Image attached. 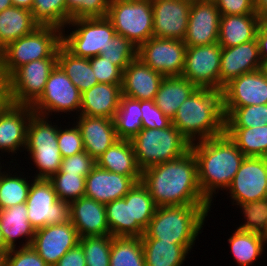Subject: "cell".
<instances>
[{
    "instance_id": "obj_16",
    "label": "cell",
    "mask_w": 267,
    "mask_h": 266,
    "mask_svg": "<svg viewBox=\"0 0 267 266\" xmlns=\"http://www.w3.org/2000/svg\"><path fill=\"white\" fill-rule=\"evenodd\" d=\"M192 0H152L153 37L184 40Z\"/></svg>"
},
{
    "instance_id": "obj_19",
    "label": "cell",
    "mask_w": 267,
    "mask_h": 266,
    "mask_svg": "<svg viewBox=\"0 0 267 266\" xmlns=\"http://www.w3.org/2000/svg\"><path fill=\"white\" fill-rule=\"evenodd\" d=\"M29 105L6 102L0 107V151L10 155L25 150L28 122L33 114Z\"/></svg>"
},
{
    "instance_id": "obj_48",
    "label": "cell",
    "mask_w": 267,
    "mask_h": 266,
    "mask_svg": "<svg viewBox=\"0 0 267 266\" xmlns=\"http://www.w3.org/2000/svg\"><path fill=\"white\" fill-rule=\"evenodd\" d=\"M74 125V126H73ZM61 124L58 127L57 142L59 151L62 158L70 157L76 153L85 151L83 146V139L79 128L75 123L68 124L65 129L61 128Z\"/></svg>"
},
{
    "instance_id": "obj_57",
    "label": "cell",
    "mask_w": 267,
    "mask_h": 266,
    "mask_svg": "<svg viewBox=\"0 0 267 266\" xmlns=\"http://www.w3.org/2000/svg\"><path fill=\"white\" fill-rule=\"evenodd\" d=\"M8 101L6 78L0 68V107Z\"/></svg>"
},
{
    "instance_id": "obj_36",
    "label": "cell",
    "mask_w": 267,
    "mask_h": 266,
    "mask_svg": "<svg viewBox=\"0 0 267 266\" xmlns=\"http://www.w3.org/2000/svg\"><path fill=\"white\" fill-rule=\"evenodd\" d=\"M225 133L246 157H267V125L225 128Z\"/></svg>"
},
{
    "instance_id": "obj_41",
    "label": "cell",
    "mask_w": 267,
    "mask_h": 266,
    "mask_svg": "<svg viewBox=\"0 0 267 266\" xmlns=\"http://www.w3.org/2000/svg\"><path fill=\"white\" fill-rule=\"evenodd\" d=\"M31 12L39 26L65 29L66 0H33Z\"/></svg>"
},
{
    "instance_id": "obj_15",
    "label": "cell",
    "mask_w": 267,
    "mask_h": 266,
    "mask_svg": "<svg viewBox=\"0 0 267 266\" xmlns=\"http://www.w3.org/2000/svg\"><path fill=\"white\" fill-rule=\"evenodd\" d=\"M221 50L219 43L187 46L181 76L197 88L219 90Z\"/></svg>"
},
{
    "instance_id": "obj_50",
    "label": "cell",
    "mask_w": 267,
    "mask_h": 266,
    "mask_svg": "<svg viewBox=\"0 0 267 266\" xmlns=\"http://www.w3.org/2000/svg\"><path fill=\"white\" fill-rule=\"evenodd\" d=\"M140 107L142 128L162 129L172 124V120L156 106L154 100H142L140 101Z\"/></svg>"
},
{
    "instance_id": "obj_11",
    "label": "cell",
    "mask_w": 267,
    "mask_h": 266,
    "mask_svg": "<svg viewBox=\"0 0 267 266\" xmlns=\"http://www.w3.org/2000/svg\"><path fill=\"white\" fill-rule=\"evenodd\" d=\"M26 205L28 220L35 230L70 221V203L58 200L49 179H32Z\"/></svg>"
},
{
    "instance_id": "obj_4",
    "label": "cell",
    "mask_w": 267,
    "mask_h": 266,
    "mask_svg": "<svg viewBox=\"0 0 267 266\" xmlns=\"http://www.w3.org/2000/svg\"><path fill=\"white\" fill-rule=\"evenodd\" d=\"M212 205L157 207L141 239H157L183 245L191 252L205 226Z\"/></svg>"
},
{
    "instance_id": "obj_60",
    "label": "cell",
    "mask_w": 267,
    "mask_h": 266,
    "mask_svg": "<svg viewBox=\"0 0 267 266\" xmlns=\"http://www.w3.org/2000/svg\"><path fill=\"white\" fill-rule=\"evenodd\" d=\"M8 251H0V266H6Z\"/></svg>"
},
{
    "instance_id": "obj_58",
    "label": "cell",
    "mask_w": 267,
    "mask_h": 266,
    "mask_svg": "<svg viewBox=\"0 0 267 266\" xmlns=\"http://www.w3.org/2000/svg\"><path fill=\"white\" fill-rule=\"evenodd\" d=\"M12 5L18 8L32 10L33 0H11Z\"/></svg>"
},
{
    "instance_id": "obj_45",
    "label": "cell",
    "mask_w": 267,
    "mask_h": 266,
    "mask_svg": "<svg viewBox=\"0 0 267 266\" xmlns=\"http://www.w3.org/2000/svg\"><path fill=\"white\" fill-rule=\"evenodd\" d=\"M137 51L138 48L131 41L116 33L100 55L112 61L123 71L131 61L137 58Z\"/></svg>"
},
{
    "instance_id": "obj_53",
    "label": "cell",
    "mask_w": 267,
    "mask_h": 266,
    "mask_svg": "<svg viewBox=\"0 0 267 266\" xmlns=\"http://www.w3.org/2000/svg\"><path fill=\"white\" fill-rule=\"evenodd\" d=\"M221 15L256 14L254 0H216Z\"/></svg>"
},
{
    "instance_id": "obj_24",
    "label": "cell",
    "mask_w": 267,
    "mask_h": 266,
    "mask_svg": "<svg viewBox=\"0 0 267 266\" xmlns=\"http://www.w3.org/2000/svg\"><path fill=\"white\" fill-rule=\"evenodd\" d=\"M70 222L79 238L110 235L105 204L86 196L70 203Z\"/></svg>"
},
{
    "instance_id": "obj_61",
    "label": "cell",
    "mask_w": 267,
    "mask_h": 266,
    "mask_svg": "<svg viewBox=\"0 0 267 266\" xmlns=\"http://www.w3.org/2000/svg\"><path fill=\"white\" fill-rule=\"evenodd\" d=\"M0 251H9V249L5 245V241L3 239L1 229H0Z\"/></svg>"
},
{
    "instance_id": "obj_26",
    "label": "cell",
    "mask_w": 267,
    "mask_h": 266,
    "mask_svg": "<svg viewBox=\"0 0 267 266\" xmlns=\"http://www.w3.org/2000/svg\"><path fill=\"white\" fill-rule=\"evenodd\" d=\"M122 84L98 83L81 95L79 115L114 119L120 105Z\"/></svg>"
},
{
    "instance_id": "obj_17",
    "label": "cell",
    "mask_w": 267,
    "mask_h": 266,
    "mask_svg": "<svg viewBox=\"0 0 267 266\" xmlns=\"http://www.w3.org/2000/svg\"><path fill=\"white\" fill-rule=\"evenodd\" d=\"M78 243L77 230L69 221L37 229L31 246L49 266H54L66 252Z\"/></svg>"
},
{
    "instance_id": "obj_44",
    "label": "cell",
    "mask_w": 267,
    "mask_h": 266,
    "mask_svg": "<svg viewBox=\"0 0 267 266\" xmlns=\"http://www.w3.org/2000/svg\"><path fill=\"white\" fill-rule=\"evenodd\" d=\"M85 179L80 174L55 173L49 180L51 181L58 200L71 203L85 195Z\"/></svg>"
},
{
    "instance_id": "obj_7",
    "label": "cell",
    "mask_w": 267,
    "mask_h": 266,
    "mask_svg": "<svg viewBox=\"0 0 267 266\" xmlns=\"http://www.w3.org/2000/svg\"><path fill=\"white\" fill-rule=\"evenodd\" d=\"M48 118L33 113L28 122L24 151L29 152V159L38 169L32 178L49 179L60 170L62 163L57 142L59 124H52Z\"/></svg>"
},
{
    "instance_id": "obj_22",
    "label": "cell",
    "mask_w": 267,
    "mask_h": 266,
    "mask_svg": "<svg viewBox=\"0 0 267 266\" xmlns=\"http://www.w3.org/2000/svg\"><path fill=\"white\" fill-rule=\"evenodd\" d=\"M135 184L136 181L130 176L107 171L96 165L86 176L84 196L107 204L123 198Z\"/></svg>"
},
{
    "instance_id": "obj_63",
    "label": "cell",
    "mask_w": 267,
    "mask_h": 266,
    "mask_svg": "<svg viewBox=\"0 0 267 266\" xmlns=\"http://www.w3.org/2000/svg\"><path fill=\"white\" fill-rule=\"evenodd\" d=\"M197 1H203V2H216V0H197Z\"/></svg>"
},
{
    "instance_id": "obj_64",
    "label": "cell",
    "mask_w": 267,
    "mask_h": 266,
    "mask_svg": "<svg viewBox=\"0 0 267 266\" xmlns=\"http://www.w3.org/2000/svg\"><path fill=\"white\" fill-rule=\"evenodd\" d=\"M0 158H1V157H0ZM0 160H1V159H0ZM1 162H2V161H0V176H1L2 173H3V172H2V169H5V168H2Z\"/></svg>"
},
{
    "instance_id": "obj_46",
    "label": "cell",
    "mask_w": 267,
    "mask_h": 266,
    "mask_svg": "<svg viewBox=\"0 0 267 266\" xmlns=\"http://www.w3.org/2000/svg\"><path fill=\"white\" fill-rule=\"evenodd\" d=\"M246 221L237 228L267 237V204L265 199L237 205Z\"/></svg>"
},
{
    "instance_id": "obj_33",
    "label": "cell",
    "mask_w": 267,
    "mask_h": 266,
    "mask_svg": "<svg viewBox=\"0 0 267 266\" xmlns=\"http://www.w3.org/2000/svg\"><path fill=\"white\" fill-rule=\"evenodd\" d=\"M230 253L233 255L238 266H252L253 262L261 257L267 245V237L249 231L235 229L227 239Z\"/></svg>"
},
{
    "instance_id": "obj_42",
    "label": "cell",
    "mask_w": 267,
    "mask_h": 266,
    "mask_svg": "<svg viewBox=\"0 0 267 266\" xmlns=\"http://www.w3.org/2000/svg\"><path fill=\"white\" fill-rule=\"evenodd\" d=\"M106 220L112 237H131L130 200L125 197L105 204Z\"/></svg>"
},
{
    "instance_id": "obj_18",
    "label": "cell",
    "mask_w": 267,
    "mask_h": 266,
    "mask_svg": "<svg viewBox=\"0 0 267 266\" xmlns=\"http://www.w3.org/2000/svg\"><path fill=\"white\" fill-rule=\"evenodd\" d=\"M220 11L215 2L192 0L189 11L186 46H203L218 43Z\"/></svg>"
},
{
    "instance_id": "obj_59",
    "label": "cell",
    "mask_w": 267,
    "mask_h": 266,
    "mask_svg": "<svg viewBox=\"0 0 267 266\" xmlns=\"http://www.w3.org/2000/svg\"><path fill=\"white\" fill-rule=\"evenodd\" d=\"M12 6L11 0H0V12Z\"/></svg>"
},
{
    "instance_id": "obj_62",
    "label": "cell",
    "mask_w": 267,
    "mask_h": 266,
    "mask_svg": "<svg viewBox=\"0 0 267 266\" xmlns=\"http://www.w3.org/2000/svg\"><path fill=\"white\" fill-rule=\"evenodd\" d=\"M261 69L263 70V72L267 76V61L262 64V68Z\"/></svg>"
},
{
    "instance_id": "obj_28",
    "label": "cell",
    "mask_w": 267,
    "mask_h": 266,
    "mask_svg": "<svg viewBox=\"0 0 267 266\" xmlns=\"http://www.w3.org/2000/svg\"><path fill=\"white\" fill-rule=\"evenodd\" d=\"M262 20L257 14L221 15L218 43L233 47L254 40Z\"/></svg>"
},
{
    "instance_id": "obj_10",
    "label": "cell",
    "mask_w": 267,
    "mask_h": 266,
    "mask_svg": "<svg viewBox=\"0 0 267 266\" xmlns=\"http://www.w3.org/2000/svg\"><path fill=\"white\" fill-rule=\"evenodd\" d=\"M57 58L34 60L18 67L7 79L8 102L32 106L43 94Z\"/></svg>"
},
{
    "instance_id": "obj_14",
    "label": "cell",
    "mask_w": 267,
    "mask_h": 266,
    "mask_svg": "<svg viewBox=\"0 0 267 266\" xmlns=\"http://www.w3.org/2000/svg\"><path fill=\"white\" fill-rule=\"evenodd\" d=\"M232 205L265 199L267 196V157H245L226 189ZM235 202V203H234Z\"/></svg>"
},
{
    "instance_id": "obj_34",
    "label": "cell",
    "mask_w": 267,
    "mask_h": 266,
    "mask_svg": "<svg viewBox=\"0 0 267 266\" xmlns=\"http://www.w3.org/2000/svg\"><path fill=\"white\" fill-rule=\"evenodd\" d=\"M57 65L81 93L98 84L89 58L73 55L62 44L58 48Z\"/></svg>"
},
{
    "instance_id": "obj_3",
    "label": "cell",
    "mask_w": 267,
    "mask_h": 266,
    "mask_svg": "<svg viewBox=\"0 0 267 266\" xmlns=\"http://www.w3.org/2000/svg\"><path fill=\"white\" fill-rule=\"evenodd\" d=\"M172 125L190 143L224 134L222 91L197 88L180 105L172 119Z\"/></svg>"
},
{
    "instance_id": "obj_13",
    "label": "cell",
    "mask_w": 267,
    "mask_h": 266,
    "mask_svg": "<svg viewBox=\"0 0 267 266\" xmlns=\"http://www.w3.org/2000/svg\"><path fill=\"white\" fill-rule=\"evenodd\" d=\"M186 50L183 40L152 37L138 47L137 58L164 77L181 76Z\"/></svg>"
},
{
    "instance_id": "obj_1",
    "label": "cell",
    "mask_w": 267,
    "mask_h": 266,
    "mask_svg": "<svg viewBox=\"0 0 267 266\" xmlns=\"http://www.w3.org/2000/svg\"><path fill=\"white\" fill-rule=\"evenodd\" d=\"M140 181L157 207L212 205L200 190L197 160L191 149L180 158L144 169Z\"/></svg>"
},
{
    "instance_id": "obj_55",
    "label": "cell",
    "mask_w": 267,
    "mask_h": 266,
    "mask_svg": "<svg viewBox=\"0 0 267 266\" xmlns=\"http://www.w3.org/2000/svg\"><path fill=\"white\" fill-rule=\"evenodd\" d=\"M256 39L262 64L267 61V19L262 21L257 30Z\"/></svg>"
},
{
    "instance_id": "obj_56",
    "label": "cell",
    "mask_w": 267,
    "mask_h": 266,
    "mask_svg": "<svg viewBox=\"0 0 267 266\" xmlns=\"http://www.w3.org/2000/svg\"><path fill=\"white\" fill-rule=\"evenodd\" d=\"M255 13L264 21L267 19V0H254Z\"/></svg>"
},
{
    "instance_id": "obj_38",
    "label": "cell",
    "mask_w": 267,
    "mask_h": 266,
    "mask_svg": "<svg viewBox=\"0 0 267 266\" xmlns=\"http://www.w3.org/2000/svg\"><path fill=\"white\" fill-rule=\"evenodd\" d=\"M109 266H146L141 237H112Z\"/></svg>"
},
{
    "instance_id": "obj_25",
    "label": "cell",
    "mask_w": 267,
    "mask_h": 266,
    "mask_svg": "<svg viewBox=\"0 0 267 266\" xmlns=\"http://www.w3.org/2000/svg\"><path fill=\"white\" fill-rule=\"evenodd\" d=\"M164 76L144 64L139 58L123 70L122 95L142 100H154Z\"/></svg>"
},
{
    "instance_id": "obj_9",
    "label": "cell",
    "mask_w": 267,
    "mask_h": 266,
    "mask_svg": "<svg viewBox=\"0 0 267 266\" xmlns=\"http://www.w3.org/2000/svg\"><path fill=\"white\" fill-rule=\"evenodd\" d=\"M106 17L137 48L153 37L152 0H110Z\"/></svg>"
},
{
    "instance_id": "obj_39",
    "label": "cell",
    "mask_w": 267,
    "mask_h": 266,
    "mask_svg": "<svg viewBox=\"0 0 267 266\" xmlns=\"http://www.w3.org/2000/svg\"><path fill=\"white\" fill-rule=\"evenodd\" d=\"M11 172L9 169L3 170L0 176V210L26 203L28 198L32 180L30 182L22 172L19 175L17 172L12 175Z\"/></svg>"
},
{
    "instance_id": "obj_51",
    "label": "cell",
    "mask_w": 267,
    "mask_h": 266,
    "mask_svg": "<svg viewBox=\"0 0 267 266\" xmlns=\"http://www.w3.org/2000/svg\"><path fill=\"white\" fill-rule=\"evenodd\" d=\"M96 166V161L82 151L70 157L62 158L60 170L57 173H73L86 177Z\"/></svg>"
},
{
    "instance_id": "obj_23",
    "label": "cell",
    "mask_w": 267,
    "mask_h": 266,
    "mask_svg": "<svg viewBox=\"0 0 267 266\" xmlns=\"http://www.w3.org/2000/svg\"><path fill=\"white\" fill-rule=\"evenodd\" d=\"M75 119L80 130L84 150L96 161L112 144L119 140L114 119L79 115Z\"/></svg>"
},
{
    "instance_id": "obj_12",
    "label": "cell",
    "mask_w": 267,
    "mask_h": 266,
    "mask_svg": "<svg viewBox=\"0 0 267 266\" xmlns=\"http://www.w3.org/2000/svg\"><path fill=\"white\" fill-rule=\"evenodd\" d=\"M81 95L69 77L56 65L47 79L43 94L31 107L34 113L47 117L53 116L52 113L69 115L75 111L78 113L76 116H79Z\"/></svg>"
},
{
    "instance_id": "obj_37",
    "label": "cell",
    "mask_w": 267,
    "mask_h": 266,
    "mask_svg": "<svg viewBox=\"0 0 267 266\" xmlns=\"http://www.w3.org/2000/svg\"><path fill=\"white\" fill-rule=\"evenodd\" d=\"M140 101L122 95L120 105L114 117L119 139L131 140L142 129Z\"/></svg>"
},
{
    "instance_id": "obj_21",
    "label": "cell",
    "mask_w": 267,
    "mask_h": 266,
    "mask_svg": "<svg viewBox=\"0 0 267 266\" xmlns=\"http://www.w3.org/2000/svg\"><path fill=\"white\" fill-rule=\"evenodd\" d=\"M262 68L258 41L255 38L246 43L233 47H222L219 90L238 76Z\"/></svg>"
},
{
    "instance_id": "obj_5",
    "label": "cell",
    "mask_w": 267,
    "mask_h": 266,
    "mask_svg": "<svg viewBox=\"0 0 267 266\" xmlns=\"http://www.w3.org/2000/svg\"><path fill=\"white\" fill-rule=\"evenodd\" d=\"M62 30L39 26L0 51V68L7 79L18 67L34 60L57 58Z\"/></svg>"
},
{
    "instance_id": "obj_2",
    "label": "cell",
    "mask_w": 267,
    "mask_h": 266,
    "mask_svg": "<svg viewBox=\"0 0 267 266\" xmlns=\"http://www.w3.org/2000/svg\"><path fill=\"white\" fill-rule=\"evenodd\" d=\"M190 149L197 160L200 190L212 204L213 196L230 186L246 156L226 133L191 143Z\"/></svg>"
},
{
    "instance_id": "obj_27",
    "label": "cell",
    "mask_w": 267,
    "mask_h": 266,
    "mask_svg": "<svg viewBox=\"0 0 267 266\" xmlns=\"http://www.w3.org/2000/svg\"><path fill=\"white\" fill-rule=\"evenodd\" d=\"M0 229L9 250L17 248L16 241L20 237L26 239L21 247L30 246L36 230L28 220L26 203L0 210Z\"/></svg>"
},
{
    "instance_id": "obj_30",
    "label": "cell",
    "mask_w": 267,
    "mask_h": 266,
    "mask_svg": "<svg viewBox=\"0 0 267 266\" xmlns=\"http://www.w3.org/2000/svg\"><path fill=\"white\" fill-rule=\"evenodd\" d=\"M196 89L197 87L192 82L182 76L164 77L154 98V103L172 120L180 105Z\"/></svg>"
},
{
    "instance_id": "obj_8",
    "label": "cell",
    "mask_w": 267,
    "mask_h": 266,
    "mask_svg": "<svg viewBox=\"0 0 267 266\" xmlns=\"http://www.w3.org/2000/svg\"><path fill=\"white\" fill-rule=\"evenodd\" d=\"M66 27L73 30L68 33L62 29L61 44L73 55L83 58L100 55L116 34L107 17L70 20Z\"/></svg>"
},
{
    "instance_id": "obj_52",
    "label": "cell",
    "mask_w": 267,
    "mask_h": 266,
    "mask_svg": "<svg viewBox=\"0 0 267 266\" xmlns=\"http://www.w3.org/2000/svg\"><path fill=\"white\" fill-rule=\"evenodd\" d=\"M6 266H49L33 249V247H20L8 251Z\"/></svg>"
},
{
    "instance_id": "obj_31",
    "label": "cell",
    "mask_w": 267,
    "mask_h": 266,
    "mask_svg": "<svg viewBox=\"0 0 267 266\" xmlns=\"http://www.w3.org/2000/svg\"><path fill=\"white\" fill-rule=\"evenodd\" d=\"M39 25L30 10L9 7L0 12V51L9 43L30 34Z\"/></svg>"
},
{
    "instance_id": "obj_20",
    "label": "cell",
    "mask_w": 267,
    "mask_h": 266,
    "mask_svg": "<svg viewBox=\"0 0 267 266\" xmlns=\"http://www.w3.org/2000/svg\"><path fill=\"white\" fill-rule=\"evenodd\" d=\"M223 107L267 104V76L262 69L232 79L222 90Z\"/></svg>"
},
{
    "instance_id": "obj_47",
    "label": "cell",
    "mask_w": 267,
    "mask_h": 266,
    "mask_svg": "<svg viewBox=\"0 0 267 266\" xmlns=\"http://www.w3.org/2000/svg\"><path fill=\"white\" fill-rule=\"evenodd\" d=\"M110 0H66V25L80 18L106 17Z\"/></svg>"
},
{
    "instance_id": "obj_43",
    "label": "cell",
    "mask_w": 267,
    "mask_h": 266,
    "mask_svg": "<svg viewBox=\"0 0 267 266\" xmlns=\"http://www.w3.org/2000/svg\"><path fill=\"white\" fill-rule=\"evenodd\" d=\"M78 244L83 250L86 266L110 265L111 235L82 237Z\"/></svg>"
},
{
    "instance_id": "obj_54",
    "label": "cell",
    "mask_w": 267,
    "mask_h": 266,
    "mask_svg": "<svg viewBox=\"0 0 267 266\" xmlns=\"http://www.w3.org/2000/svg\"><path fill=\"white\" fill-rule=\"evenodd\" d=\"M54 266H86L83 250L79 244L66 252Z\"/></svg>"
},
{
    "instance_id": "obj_35",
    "label": "cell",
    "mask_w": 267,
    "mask_h": 266,
    "mask_svg": "<svg viewBox=\"0 0 267 266\" xmlns=\"http://www.w3.org/2000/svg\"><path fill=\"white\" fill-rule=\"evenodd\" d=\"M146 266H183L189 251L180 244L141 239Z\"/></svg>"
},
{
    "instance_id": "obj_40",
    "label": "cell",
    "mask_w": 267,
    "mask_h": 266,
    "mask_svg": "<svg viewBox=\"0 0 267 266\" xmlns=\"http://www.w3.org/2000/svg\"><path fill=\"white\" fill-rule=\"evenodd\" d=\"M225 128H250L267 125V104L223 107Z\"/></svg>"
},
{
    "instance_id": "obj_29",
    "label": "cell",
    "mask_w": 267,
    "mask_h": 266,
    "mask_svg": "<svg viewBox=\"0 0 267 266\" xmlns=\"http://www.w3.org/2000/svg\"><path fill=\"white\" fill-rule=\"evenodd\" d=\"M96 165L107 171L130 176L136 182L141 180L142 170L130 140H117L96 160Z\"/></svg>"
},
{
    "instance_id": "obj_32",
    "label": "cell",
    "mask_w": 267,
    "mask_h": 266,
    "mask_svg": "<svg viewBox=\"0 0 267 266\" xmlns=\"http://www.w3.org/2000/svg\"><path fill=\"white\" fill-rule=\"evenodd\" d=\"M124 197L125 200H130L131 237H141L153 218L157 206L141 181L136 182Z\"/></svg>"
},
{
    "instance_id": "obj_6",
    "label": "cell",
    "mask_w": 267,
    "mask_h": 266,
    "mask_svg": "<svg viewBox=\"0 0 267 266\" xmlns=\"http://www.w3.org/2000/svg\"><path fill=\"white\" fill-rule=\"evenodd\" d=\"M130 141L142 171L182 157L190 150L191 145L172 124L162 129L142 128Z\"/></svg>"
},
{
    "instance_id": "obj_49",
    "label": "cell",
    "mask_w": 267,
    "mask_h": 266,
    "mask_svg": "<svg viewBox=\"0 0 267 266\" xmlns=\"http://www.w3.org/2000/svg\"><path fill=\"white\" fill-rule=\"evenodd\" d=\"M98 83L122 84L123 71L101 55L89 58Z\"/></svg>"
}]
</instances>
